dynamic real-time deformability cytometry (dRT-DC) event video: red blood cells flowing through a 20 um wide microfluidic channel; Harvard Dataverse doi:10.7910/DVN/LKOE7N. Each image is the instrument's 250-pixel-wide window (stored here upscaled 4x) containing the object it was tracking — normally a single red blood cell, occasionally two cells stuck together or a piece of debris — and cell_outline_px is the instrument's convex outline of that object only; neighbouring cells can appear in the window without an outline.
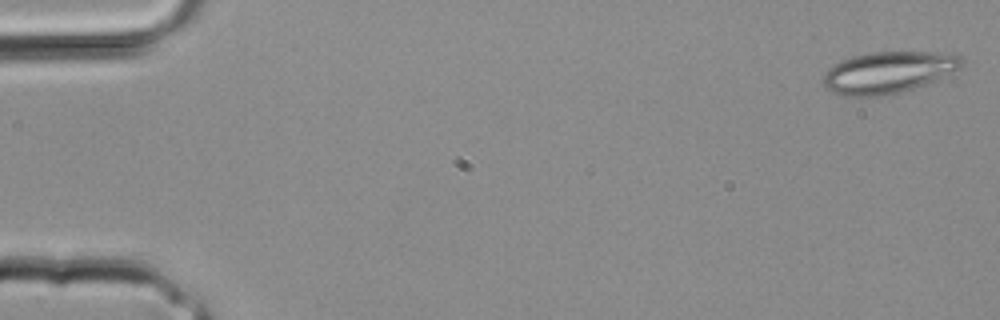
{"species": "common noctule bat (a hibernating species)", "species_latin": "Nyctalus noctula", "temperature_condition": "room temperature", "stored_images_in_passage": 20, "camera_frame_rate_fps": 3000, "um_per_image_px": 0.085, "animal": {"sex": "male", "body_mass_g": 20.4}, "frame": {"image": 1, "passage_image": 1, "time_ms": 0.0, "image_size_px": [1000, 320], "cell_outline_px": [[964, 64], [960, 68], [924, 84], [900, 92], [880, 96], [840, 96], [824, 88], [824, 76], [828, 68], [840, 60], [852, 56], [872, 52], [952, 52], [960, 56], [964, 60]], "centroid_in_image_um": [75.48, 6.14], "position_along_channel_um": 9.5, "area_um2": 33.58}}
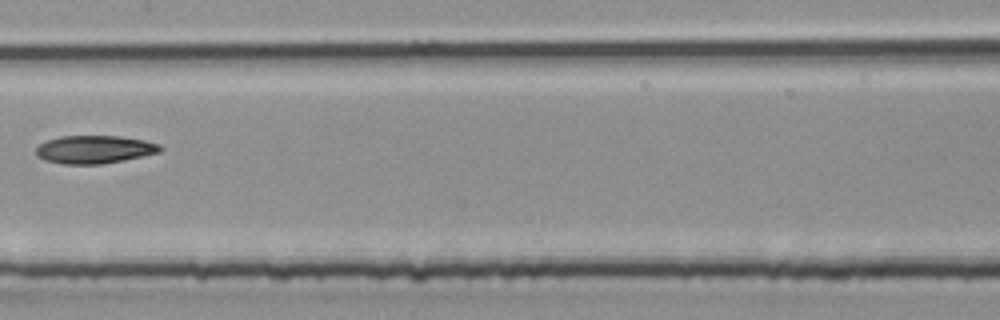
{"frame": {"image": 2, "passage_image": 17, "time_ms": 5.333, "image_size_px": [1000, 320], "cell_outline_px": [[164, 148], [160, 152], [124, 160], [104, 164], [60, 164], [44, 160], [36, 156], [36, 148], [40, 144], [48, 140], [60, 136], [120, 136], [144, 140], [160, 144]], "centroid_in_image_um": [8.03, 12.71], "position_along_channel_um": 199.4, "area_um2": 20.4}}
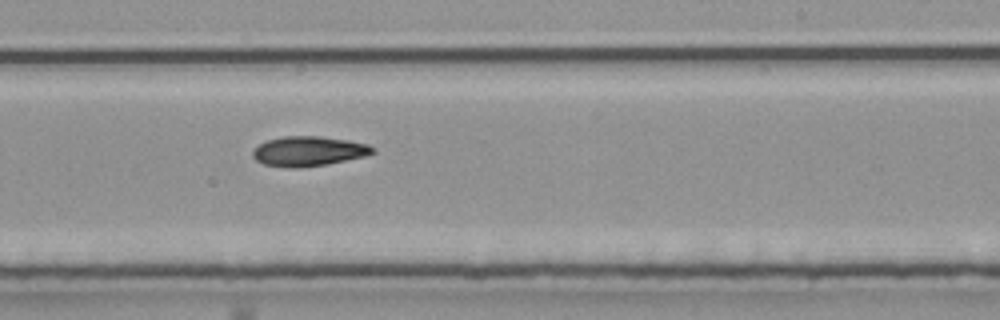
{"frame": {"image": 3, "passage_image": 20, "time_ms": 6.333, "image_size_px": [1000, 320], "cell_outline_px": [[376, 152], [364, 156], [328, 164], [296, 168], [288, 168], [264, 164], [256, 160], [252, 156], [252, 152], [260, 144], [268, 140], [284, 136], [320, 136], [348, 140], [368, 144], [376, 148]], "centroid_in_image_um": [26.25, 12.85], "position_along_channel_um": 262.7, "area_um2": 20.81}}